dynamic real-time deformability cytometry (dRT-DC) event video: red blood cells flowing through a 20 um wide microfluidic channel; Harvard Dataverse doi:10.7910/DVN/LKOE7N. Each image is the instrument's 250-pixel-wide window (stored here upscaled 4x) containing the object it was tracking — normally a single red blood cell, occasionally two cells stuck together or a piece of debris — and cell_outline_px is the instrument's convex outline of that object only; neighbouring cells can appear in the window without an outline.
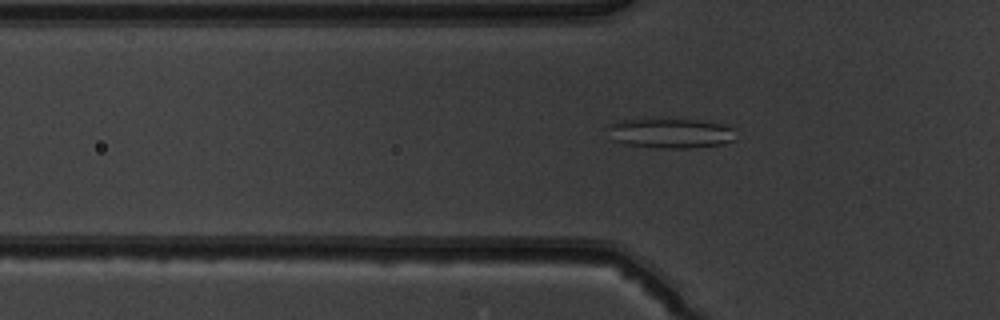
{"species": "common noctule bat (a hibernating species)", "species_latin": "Nyctalus noctula", "temperature_condition": "warm", "stored_images_in_passage": 42, "camera_frame_rate_fps": 3000, "um_per_image_px": 0.085, "animal": {"sex": "male", "body_mass_g": 19.5, "forearm_length_mm": 54.6}, "frame": {"image": 1, "passage_image": 9, "time_ms": 2.667, "image_size_px": [1000, 320], "cell_outline_px": [[736, 140], [724, 144], [688, 148], [664, 148], [628, 144], [612, 140], [608, 128], [608, 124], [620, 120], [644, 116], [660, 116], [700, 120], [720, 124], [732, 128]], "centroid_in_image_um": [56.94, 11.26], "position_along_channel_um": 68.9, "area_um2": 23.24}}
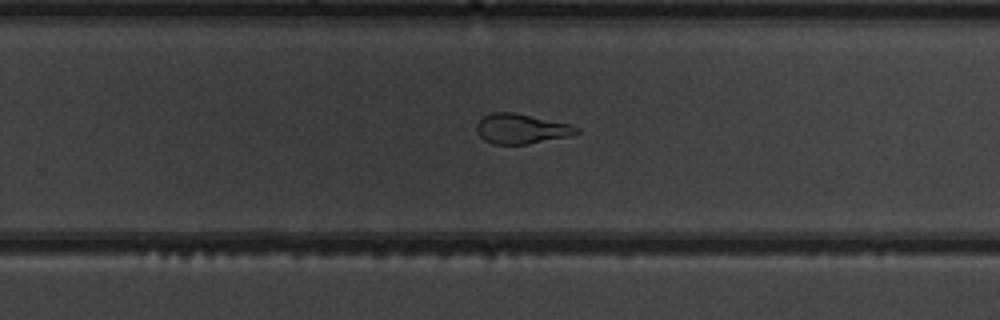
{"frame": {"image": 2, "passage_image": 25, "time_ms": 8.0, "image_size_px": [1000, 320], "cell_outline_px": [[580, 132], [568, 136], [528, 144], [492, 144], [484, 140], [476, 132], [476, 124], [484, 116], [492, 112], [512, 112], [568, 124], [580, 128]], "centroid_in_image_um": [44.27, 10.95], "position_along_channel_um": 285.5, "area_um2": 17.22}}
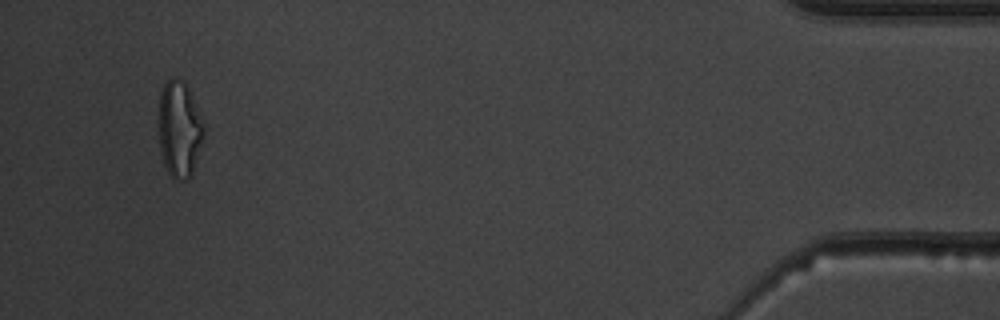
{"frame": {"image": 3, "passage_image": 40, "time_ms": 13.0, "image_size_px": [1000, 320], "cell_outline_px": [[204, 136], [192, 172], [184, 180], [176, 180], [168, 172], [164, 164], [160, 152], [156, 120], [160, 92], [164, 84], [172, 76], [176, 76], [188, 88], [192, 96], [204, 128]], "centroid_in_image_um": [15.18, 10.95], "position_along_channel_um": 420.0, "area_um2": 25.55}, "authors_computed_cell_mechanics": {"area_um2": 19.5653, "velocity_mm_per_s": 4.078, "shape_relaxation_time_tau1_ms": 5.9147, "shape_relaxation_time_tau2_ms": 1.5242, "deformation_change_tau1": 0.2135, "deformation_change_tau2": 0.0978}}